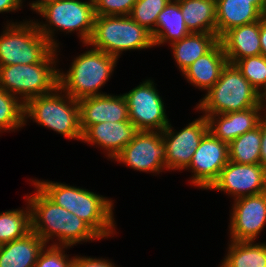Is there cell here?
I'll use <instances>...</instances> for the list:
<instances>
[{
  "label": "cell",
  "instance_id": "6da1fadb",
  "mask_svg": "<svg viewBox=\"0 0 266 267\" xmlns=\"http://www.w3.org/2000/svg\"><path fill=\"white\" fill-rule=\"evenodd\" d=\"M35 187L36 193L26 197L31 210V231L46 244L54 237H58L59 244L56 242L52 246L67 247L81 241L102 239L85 221L56 205L36 185Z\"/></svg>",
  "mask_w": 266,
  "mask_h": 267
},
{
  "label": "cell",
  "instance_id": "7a4b0ae2",
  "mask_svg": "<svg viewBox=\"0 0 266 267\" xmlns=\"http://www.w3.org/2000/svg\"><path fill=\"white\" fill-rule=\"evenodd\" d=\"M52 202L85 221L102 239L113 235V201L90 190L51 181H32Z\"/></svg>",
  "mask_w": 266,
  "mask_h": 267
},
{
  "label": "cell",
  "instance_id": "3957f363",
  "mask_svg": "<svg viewBox=\"0 0 266 267\" xmlns=\"http://www.w3.org/2000/svg\"><path fill=\"white\" fill-rule=\"evenodd\" d=\"M117 60L115 56L90 48L73 60L67 73L59 70L58 86L77 101L104 95L98 90L113 74Z\"/></svg>",
  "mask_w": 266,
  "mask_h": 267
},
{
  "label": "cell",
  "instance_id": "277c9868",
  "mask_svg": "<svg viewBox=\"0 0 266 267\" xmlns=\"http://www.w3.org/2000/svg\"><path fill=\"white\" fill-rule=\"evenodd\" d=\"M263 106L262 96L242 75L235 64L227 63L220 78L200 100L196 110L216 115Z\"/></svg>",
  "mask_w": 266,
  "mask_h": 267
},
{
  "label": "cell",
  "instance_id": "5b68a950",
  "mask_svg": "<svg viewBox=\"0 0 266 267\" xmlns=\"http://www.w3.org/2000/svg\"><path fill=\"white\" fill-rule=\"evenodd\" d=\"M60 92V93H59ZM59 86L51 93L31 98L25 103L27 118L54 130L68 139L82 140L79 102Z\"/></svg>",
  "mask_w": 266,
  "mask_h": 267
},
{
  "label": "cell",
  "instance_id": "8992f818",
  "mask_svg": "<svg viewBox=\"0 0 266 267\" xmlns=\"http://www.w3.org/2000/svg\"><path fill=\"white\" fill-rule=\"evenodd\" d=\"M56 52L54 48L40 63L0 66V88L20 98L24 104L31 98L53 92L58 87L59 77V69L55 67Z\"/></svg>",
  "mask_w": 266,
  "mask_h": 267
},
{
  "label": "cell",
  "instance_id": "52a82bcc",
  "mask_svg": "<svg viewBox=\"0 0 266 267\" xmlns=\"http://www.w3.org/2000/svg\"><path fill=\"white\" fill-rule=\"evenodd\" d=\"M85 45L117 58L122 51L154 47L151 32L130 16H96L92 36Z\"/></svg>",
  "mask_w": 266,
  "mask_h": 267
},
{
  "label": "cell",
  "instance_id": "ba28073f",
  "mask_svg": "<svg viewBox=\"0 0 266 267\" xmlns=\"http://www.w3.org/2000/svg\"><path fill=\"white\" fill-rule=\"evenodd\" d=\"M37 13L47 21V24L36 22L38 30L55 49L59 47L53 39L56 29L66 33L79 31L78 34L83 44H87L92 36L96 17L93 0L88 2L55 1L44 5ZM52 26L55 27V30H52Z\"/></svg>",
  "mask_w": 266,
  "mask_h": 267
},
{
  "label": "cell",
  "instance_id": "9c48e42d",
  "mask_svg": "<svg viewBox=\"0 0 266 267\" xmlns=\"http://www.w3.org/2000/svg\"><path fill=\"white\" fill-rule=\"evenodd\" d=\"M53 49L33 20L7 23L0 35V66L40 63Z\"/></svg>",
  "mask_w": 266,
  "mask_h": 267
},
{
  "label": "cell",
  "instance_id": "30bf717a",
  "mask_svg": "<svg viewBox=\"0 0 266 267\" xmlns=\"http://www.w3.org/2000/svg\"><path fill=\"white\" fill-rule=\"evenodd\" d=\"M154 82L143 81L137 87L123 94L128 104L129 120L138 131H163L169 122L162 97Z\"/></svg>",
  "mask_w": 266,
  "mask_h": 267
},
{
  "label": "cell",
  "instance_id": "8fae6325",
  "mask_svg": "<svg viewBox=\"0 0 266 267\" xmlns=\"http://www.w3.org/2000/svg\"><path fill=\"white\" fill-rule=\"evenodd\" d=\"M113 160L137 171L159 174L166 169V146L162 133L138 131L133 140Z\"/></svg>",
  "mask_w": 266,
  "mask_h": 267
},
{
  "label": "cell",
  "instance_id": "7c38bea8",
  "mask_svg": "<svg viewBox=\"0 0 266 267\" xmlns=\"http://www.w3.org/2000/svg\"><path fill=\"white\" fill-rule=\"evenodd\" d=\"M208 132V123L203 115L189 123L179 132H174L171 124L161 131L166 146V169H186L199 146L203 136Z\"/></svg>",
  "mask_w": 266,
  "mask_h": 267
},
{
  "label": "cell",
  "instance_id": "4fadbf2b",
  "mask_svg": "<svg viewBox=\"0 0 266 267\" xmlns=\"http://www.w3.org/2000/svg\"><path fill=\"white\" fill-rule=\"evenodd\" d=\"M229 161L228 144L214 137L209 131L201 139L189 166L191 183L201 189H209L218 179L222 168Z\"/></svg>",
  "mask_w": 266,
  "mask_h": 267
},
{
  "label": "cell",
  "instance_id": "5bb4252c",
  "mask_svg": "<svg viewBox=\"0 0 266 267\" xmlns=\"http://www.w3.org/2000/svg\"><path fill=\"white\" fill-rule=\"evenodd\" d=\"M221 190L234 199L266 192V169L261 164L228 161L209 188Z\"/></svg>",
  "mask_w": 266,
  "mask_h": 267
},
{
  "label": "cell",
  "instance_id": "9a60e30c",
  "mask_svg": "<svg viewBox=\"0 0 266 267\" xmlns=\"http://www.w3.org/2000/svg\"><path fill=\"white\" fill-rule=\"evenodd\" d=\"M230 241H255L266 224V192L235 199Z\"/></svg>",
  "mask_w": 266,
  "mask_h": 267
},
{
  "label": "cell",
  "instance_id": "2e32d148",
  "mask_svg": "<svg viewBox=\"0 0 266 267\" xmlns=\"http://www.w3.org/2000/svg\"><path fill=\"white\" fill-rule=\"evenodd\" d=\"M80 107V128L103 122H123L129 120L128 104L124 95H97L78 101Z\"/></svg>",
  "mask_w": 266,
  "mask_h": 267
},
{
  "label": "cell",
  "instance_id": "e0dca14e",
  "mask_svg": "<svg viewBox=\"0 0 266 267\" xmlns=\"http://www.w3.org/2000/svg\"><path fill=\"white\" fill-rule=\"evenodd\" d=\"M263 106H256L242 111L204 115L208 123V131L228 145L240 135L259 126L264 118Z\"/></svg>",
  "mask_w": 266,
  "mask_h": 267
},
{
  "label": "cell",
  "instance_id": "ac0fdd59",
  "mask_svg": "<svg viewBox=\"0 0 266 267\" xmlns=\"http://www.w3.org/2000/svg\"><path fill=\"white\" fill-rule=\"evenodd\" d=\"M138 132L131 121L103 122L87 127L82 132V140L91 145L101 146L107 156L114 159Z\"/></svg>",
  "mask_w": 266,
  "mask_h": 267
},
{
  "label": "cell",
  "instance_id": "d6986e66",
  "mask_svg": "<svg viewBox=\"0 0 266 267\" xmlns=\"http://www.w3.org/2000/svg\"><path fill=\"white\" fill-rule=\"evenodd\" d=\"M219 41L230 64L260 55V20L231 28L219 38Z\"/></svg>",
  "mask_w": 266,
  "mask_h": 267
},
{
  "label": "cell",
  "instance_id": "ffe728a7",
  "mask_svg": "<svg viewBox=\"0 0 266 267\" xmlns=\"http://www.w3.org/2000/svg\"><path fill=\"white\" fill-rule=\"evenodd\" d=\"M227 63L222 44L218 41L207 53L187 67L182 74L194 87L208 91L218 81Z\"/></svg>",
  "mask_w": 266,
  "mask_h": 267
},
{
  "label": "cell",
  "instance_id": "44dd1931",
  "mask_svg": "<svg viewBox=\"0 0 266 267\" xmlns=\"http://www.w3.org/2000/svg\"><path fill=\"white\" fill-rule=\"evenodd\" d=\"M47 244L33 231L0 245V267H34Z\"/></svg>",
  "mask_w": 266,
  "mask_h": 267
},
{
  "label": "cell",
  "instance_id": "7402d4cb",
  "mask_svg": "<svg viewBox=\"0 0 266 267\" xmlns=\"http://www.w3.org/2000/svg\"><path fill=\"white\" fill-rule=\"evenodd\" d=\"M261 20L251 0H216V34L220 38L231 28Z\"/></svg>",
  "mask_w": 266,
  "mask_h": 267
},
{
  "label": "cell",
  "instance_id": "603a6c76",
  "mask_svg": "<svg viewBox=\"0 0 266 267\" xmlns=\"http://www.w3.org/2000/svg\"><path fill=\"white\" fill-rule=\"evenodd\" d=\"M190 33L186 27L179 1L170 0L158 15L155 29L151 35L154 46H159L167 41L172 44Z\"/></svg>",
  "mask_w": 266,
  "mask_h": 267
},
{
  "label": "cell",
  "instance_id": "cb8c5ba5",
  "mask_svg": "<svg viewBox=\"0 0 266 267\" xmlns=\"http://www.w3.org/2000/svg\"><path fill=\"white\" fill-rule=\"evenodd\" d=\"M178 1L190 32L216 34V0Z\"/></svg>",
  "mask_w": 266,
  "mask_h": 267
},
{
  "label": "cell",
  "instance_id": "d4e9b609",
  "mask_svg": "<svg viewBox=\"0 0 266 267\" xmlns=\"http://www.w3.org/2000/svg\"><path fill=\"white\" fill-rule=\"evenodd\" d=\"M217 34L191 32L183 39L170 44L173 58L181 72L200 56L207 53L217 42Z\"/></svg>",
  "mask_w": 266,
  "mask_h": 267
},
{
  "label": "cell",
  "instance_id": "484cf974",
  "mask_svg": "<svg viewBox=\"0 0 266 267\" xmlns=\"http://www.w3.org/2000/svg\"><path fill=\"white\" fill-rule=\"evenodd\" d=\"M219 267H266V243L231 241Z\"/></svg>",
  "mask_w": 266,
  "mask_h": 267
},
{
  "label": "cell",
  "instance_id": "4316f807",
  "mask_svg": "<svg viewBox=\"0 0 266 267\" xmlns=\"http://www.w3.org/2000/svg\"><path fill=\"white\" fill-rule=\"evenodd\" d=\"M261 121L259 126L233 140L228 145L229 161L240 164H260Z\"/></svg>",
  "mask_w": 266,
  "mask_h": 267
},
{
  "label": "cell",
  "instance_id": "83f0119b",
  "mask_svg": "<svg viewBox=\"0 0 266 267\" xmlns=\"http://www.w3.org/2000/svg\"><path fill=\"white\" fill-rule=\"evenodd\" d=\"M29 207V208H28ZM31 232V210H9L0 213V245L25 237Z\"/></svg>",
  "mask_w": 266,
  "mask_h": 267
},
{
  "label": "cell",
  "instance_id": "f1b7e54d",
  "mask_svg": "<svg viewBox=\"0 0 266 267\" xmlns=\"http://www.w3.org/2000/svg\"><path fill=\"white\" fill-rule=\"evenodd\" d=\"M24 111L25 104L21 99L0 88V132L22 128L25 125Z\"/></svg>",
  "mask_w": 266,
  "mask_h": 267
},
{
  "label": "cell",
  "instance_id": "f546056e",
  "mask_svg": "<svg viewBox=\"0 0 266 267\" xmlns=\"http://www.w3.org/2000/svg\"><path fill=\"white\" fill-rule=\"evenodd\" d=\"M235 65L262 96L266 92V57L261 54L247 57L238 60Z\"/></svg>",
  "mask_w": 266,
  "mask_h": 267
},
{
  "label": "cell",
  "instance_id": "4dcf8cb0",
  "mask_svg": "<svg viewBox=\"0 0 266 267\" xmlns=\"http://www.w3.org/2000/svg\"><path fill=\"white\" fill-rule=\"evenodd\" d=\"M170 0H137L130 17L139 25L152 32L156 26V20L160 12Z\"/></svg>",
  "mask_w": 266,
  "mask_h": 267
},
{
  "label": "cell",
  "instance_id": "1f68e13d",
  "mask_svg": "<svg viewBox=\"0 0 266 267\" xmlns=\"http://www.w3.org/2000/svg\"><path fill=\"white\" fill-rule=\"evenodd\" d=\"M137 0H93L96 16H129Z\"/></svg>",
  "mask_w": 266,
  "mask_h": 267
},
{
  "label": "cell",
  "instance_id": "d6a6232c",
  "mask_svg": "<svg viewBox=\"0 0 266 267\" xmlns=\"http://www.w3.org/2000/svg\"><path fill=\"white\" fill-rule=\"evenodd\" d=\"M65 248L67 246H45L34 267H71L73 257L69 258L64 254Z\"/></svg>",
  "mask_w": 266,
  "mask_h": 267
},
{
  "label": "cell",
  "instance_id": "836d02e7",
  "mask_svg": "<svg viewBox=\"0 0 266 267\" xmlns=\"http://www.w3.org/2000/svg\"><path fill=\"white\" fill-rule=\"evenodd\" d=\"M71 267H116V265L102 258L74 256Z\"/></svg>",
  "mask_w": 266,
  "mask_h": 267
},
{
  "label": "cell",
  "instance_id": "e575fe53",
  "mask_svg": "<svg viewBox=\"0 0 266 267\" xmlns=\"http://www.w3.org/2000/svg\"><path fill=\"white\" fill-rule=\"evenodd\" d=\"M260 164L266 169V117L261 120Z\"/></svg>",
  "mask_w": 266,
  "mask_h": 267
},
{
  "label": "cell",
  "instance_id": "d590c367",
  "mask_svg": "<svg viewBox=\"0 0 266 267\" xmlns=\"http://www.w3.org/2000/svg\"><path fill=\"white\" fill-rule=\"evenodd\" d=\"M22 2V0H0V13L17 11Z\"/></svg>",
  "mask_w": 266,
  "mask_h": 267
},
{
  "label": "cell",
  "instance_id": "8d00e7d4",
  "mask_svg": "<svg viewBox=\"0 0 266 267\" xmlns=\"http://www.w3.org/2000/svg\"><path fill=\"white\" fill-rule=\"evenodd\" d=\"M261 55L266 57V20H260Z\"/></svg>",
  "mask_w": 266,
  "mask_h": 267
},
{
  "label": "cell",
  "instance_id": "74e56055",
  "mask_svg": "<svg viewBox=\"0 0 266 267\" xmlns=\"http://www.w3.org/2000/svg\"><path fill=\"white\" fill-rule=\"evenodd\" d=\"M60 1V0H37L31 3L30 7L32 10L36 11V13L46 4L51 2Z\"/></svg>",
  "mask_w": 266,
  "mask_h": 267
},
{
  "label": "cell",
  "instance_id": "f35d334b",
  "mask_svg": "<svg viewBox=\"0 0 266 267\" xmlns=\"http://www.w3.org/2000/svg\"><path fill=\"white\" fill-rule=\"evenodd\" d=\"M260 16L262 20H266V0L263 1L262 7L260 9Z\"/></svg>",
  "mask_w": 266,
  "mask_h": 267
},
{
  "label": "cell",
  "instance_id": "ab89813d",
  "mask_svg": "<svg viewBox=\"0 0 266 267\" xmlns=\"http://www.w3.org/2000/svg\"><path fill=\"white\" fill-rule=\"evenodd\" d=\"M263 1L264 0H251L252 4H254L259 10L262 7Z\"/></svg>",
  "mask_w": 266,
  "mask_h": 267
},
{
  "label": "cell",
  "instance_id": "60d3db41",
  "mask_svg": "<svg viewBox=\"0 0 266 267\" xmlns=\"http://www.w3.org/2000/svg\"><path fill=\"white\" fill-rule=\"evenodd\" d=\"M262 104H263V108L266 109V92L262 95ZM265 109L263 111L264 113H266ZM264 116L266 117V114Z\"/></svg>",
  "mask_w": 266,
  "mask_h": 267
}]
</instances>
